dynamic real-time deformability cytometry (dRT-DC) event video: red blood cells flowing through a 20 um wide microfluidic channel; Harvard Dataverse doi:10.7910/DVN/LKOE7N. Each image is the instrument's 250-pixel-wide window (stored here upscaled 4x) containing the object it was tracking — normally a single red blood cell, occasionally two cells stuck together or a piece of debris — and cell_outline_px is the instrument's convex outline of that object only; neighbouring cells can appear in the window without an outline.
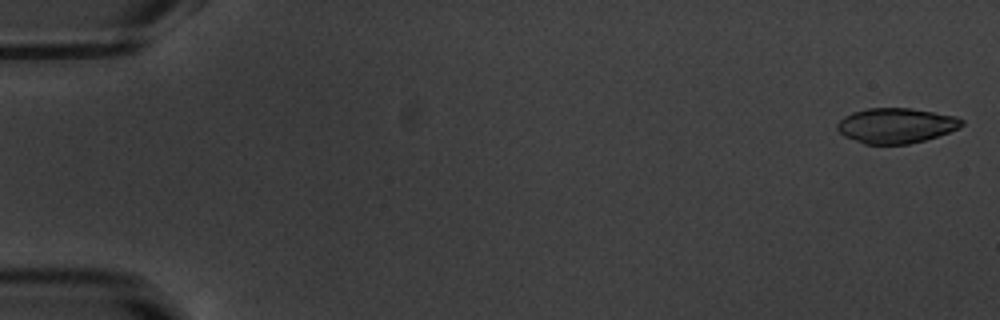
{"species": "common noctule bat (a hibernating species)", "species_latin": "Nyctalus noctula", "temperature_condition": "warm", "stored_images_in_passage": 53, "camera_frame_rate_fps": 3000, "um_per_image_px": 0.085, "animal": {"sex": "male", "body_mass_g": 20.1, "forearm_length_mm": 53.5}, "frame": {"image": 1, "passage_image": 1, "time_ms": 0.0, "image_size_px": [1000, 320], "cell_outline_px": [[964, 124], [960, 128], [924, 140], [908, 144], [864, 144], [844, 136], [836, 128], [836, 124], [844, 116], [852, 112], [868, 108], [908, 108], [956, 116], [964, 120]], "centroid_in_image_um": [76.15, 10.67], "position_along_channel_um": 8.9, "area_um2": 25.43}}
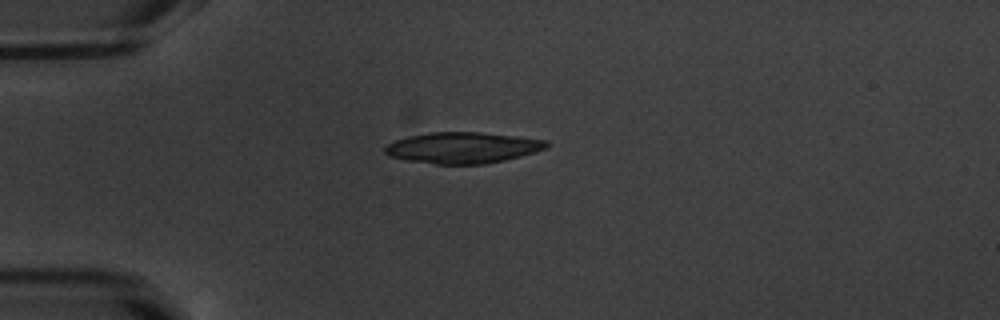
{"frame": {"image": 2, "passage_image": 14, "time_ms": 4.333, "image_size_px": [1000, 320], "cell_outline_px": [[548, 144], [544, 148], [520, 156], [504, 160], [484, 164], [436, 164], [404, 160], [388, 156], [384, 152], [384, 148], [388, 144], [396, 140], [408, 136], [432, 132], [476, 132], [516, 136], [548, 140]], "centroid_in_image_um": [39.27, 12.56], "position_along_channel_um": 45.7, "area_um2": 29.07}}
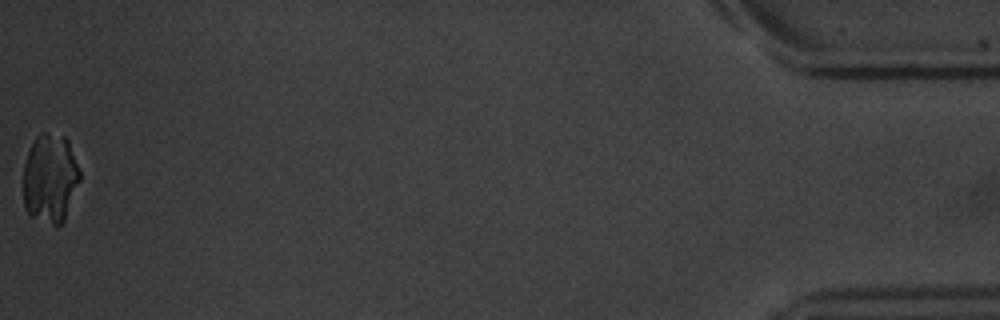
{"frame": {"image": 3, "passage_image": 53, "time_ms": 17.333, "image_size_px": [1000, 320], "cell_outline_px": [[80, 180], [64, 220], [60, 224], [52, 224], [28, 216], [24, 208], [24, 164], [28, 152], [36, 136], [40, 132], [48, 132], [64, 136], [68, 140], [80, 172]], "centroid_in_image_um": [4.25, 15.15], "position_along_channel_um": 431.0, "area_um2": 29.36}}